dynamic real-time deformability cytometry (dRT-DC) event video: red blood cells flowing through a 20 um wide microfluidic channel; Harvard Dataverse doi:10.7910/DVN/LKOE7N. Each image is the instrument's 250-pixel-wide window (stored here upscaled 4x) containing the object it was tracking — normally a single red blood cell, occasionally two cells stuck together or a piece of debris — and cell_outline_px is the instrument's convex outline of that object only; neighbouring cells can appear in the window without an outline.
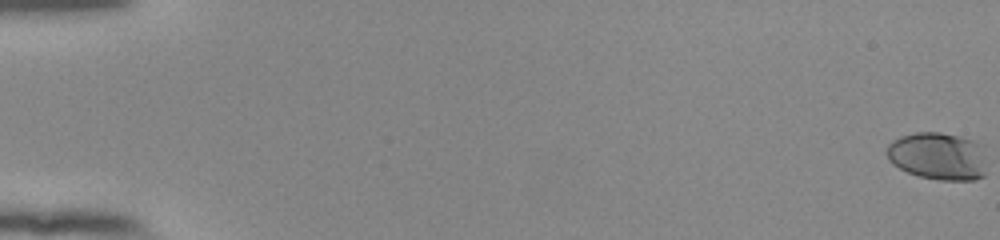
{"species": "human", "species_latin": "Homo sapiens", "temperature_condition": "room temperature", "stored_images_in_passage": 57, "camera_frame_rate_fps": 3000, "um_per_image_px": 0.085, "donor": {"sex": "female"}, "frame": {"image": 1, "passage_image": 1, "time_ms": 0.0, "image_size_px": [1000, 240], "cell_outline_px": [[984, 176], [976, 180], [940, 180], [920, 176], [908, 172], [892, 164], [888, 156], [888, 144], [892, 140], [900, 136], [916, 132], [940, 132], [960, 136], [984, 144]], "centroid_in_image_um": [79.75, 13.26], "position_along_channel_um": 5.2, "area_um2": 27.86}}
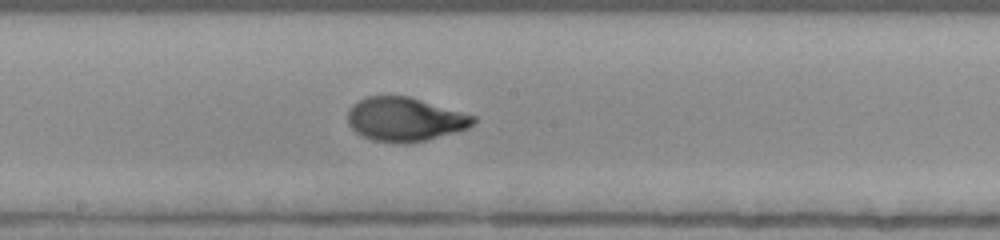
{"frame": {"image": 2, "passage_image": 33, "time_ms": 10.667, "image_size_px": [1000, 240], "cell_outline_px": [[476, 120], [468, 128], [456, 132], [424, 140], [372, 140], [356, 132], [348, 124], [348, 108], [352, 104], [364, 96], [408, 96], [476, 116]], "centroid_in_image_um": [34.39, 10.09], "position_along_channel_um": 213.8, "area_um2": 31.27}}
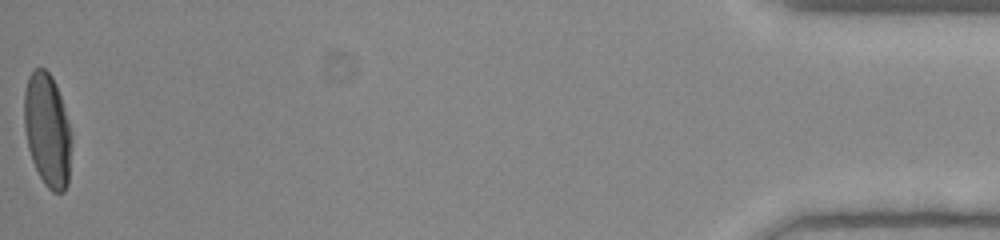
{"frame": {"image": 3, "passage_image": 57, "time_ms": 18.667, "image_size_px": [1000, 240], "cell_outline_px": [[72, 136], [68, 184], [64, 192], [52, 192], [44, 184], [32, 160], [28, 148], [24, 128], [24, 92], [28, 76], [36, 68], [44, 68], [52, 76], [56, 84], [68, 120]], "centroid_in_image_um": [4.03, 11.06], "position_along_channel_um": 431.2, "area_um2": 31.39}, "authors_computed_cell_mechanics": {"area_um2": 30.9808, "velocity_mm_per_s": 3.842, "shape_relaxation_time_tau1_ms": 6.0871, "shape_relaxation_time_tau2_ms": null, "deformation_change_tau1": 0.248, "deformation_change_tau2": null}}